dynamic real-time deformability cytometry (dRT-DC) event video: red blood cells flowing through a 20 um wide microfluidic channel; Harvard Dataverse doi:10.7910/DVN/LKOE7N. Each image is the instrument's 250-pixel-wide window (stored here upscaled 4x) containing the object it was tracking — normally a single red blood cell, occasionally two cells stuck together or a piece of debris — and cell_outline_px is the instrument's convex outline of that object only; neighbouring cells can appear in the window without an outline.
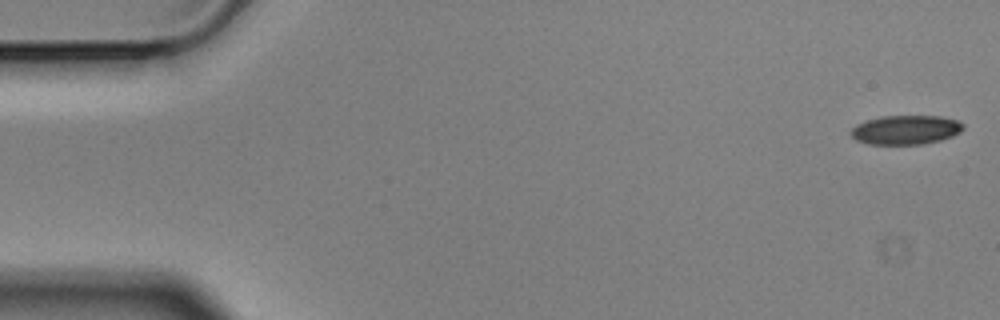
{"species": "Egyptian fruit bat (a non-hibernating species)", "species_latin": "Rousettus aegyptiacus", "temperature_condition": "cold", "stored_images_in_passage": 57, "segment_of_instrument_passage": [1, 2], "camera_frame_rate_fps": 3000, "um_per_image_px": 0.085, "animal": {"sex": "male"}, "frame": {"image": 1, "passage_image": 1, "time_ms": 0.0, "image_size_px": [1000, 320], "cell_outline_px": [[964, 128], [960, 132], [952, 136], [940, 140], [924, 144], [868, 144], [856, 140], [848, 132], [856, 124], [868, 120], [884, 116], [940, 116], [956, 120], [964, 124]], "centroid_in_image_um": [76.98, 11.04], "position_along_channel_um": 8.0, "area_um2": 19.07}}
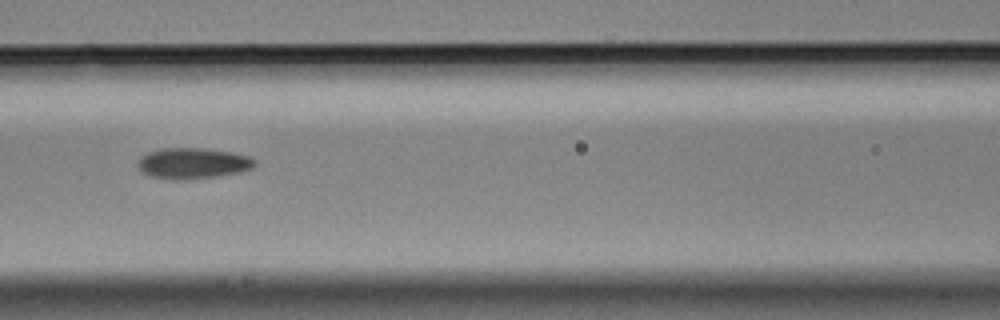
{"frame": {"image": 2, "passage_image": 24, "time_ms": 7.667, "image_size_px": [1000, 320], "cell_outline_px": [[256, 164], [252, 168], [240, 172], [216, 176], [152, 176], [140, 172], [136, 164], [140, 156], [148, 152], [160, 148], [204, 148], [232, 152], [248, 156], [256, 160]], "centroid_in_image_um": [16.4, 13.81], "position_along_channel_um": 150.2, "area_um2": 20.17}}
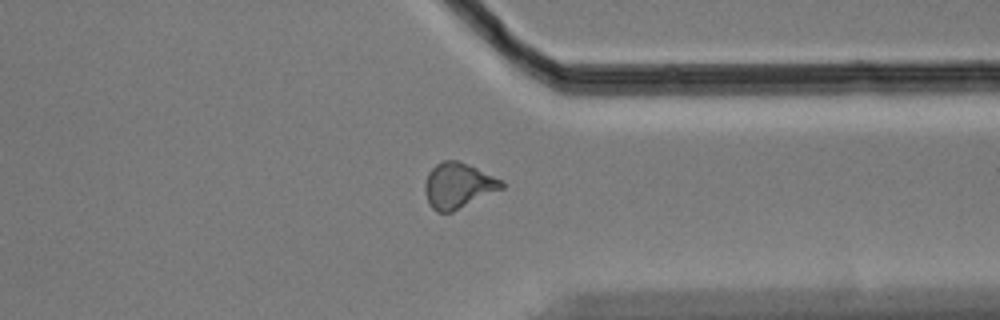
{"frame": {"image": 3, "passage_image": 43, "time_ms": 14.0, "image_size_px": [1000, 320], "cell_outline_px": [[504, 188], [452, 212], [436, 212], [428, 204], [424, 192], [424, 184], [428, 172], [436, 164], [444, 160], [456, 160], [476, 168], [504, 180]], "centroid_in_image_um": [38.93, 15.78], "position_along_channel_um": 372.5, "area_um2": 20.4}}